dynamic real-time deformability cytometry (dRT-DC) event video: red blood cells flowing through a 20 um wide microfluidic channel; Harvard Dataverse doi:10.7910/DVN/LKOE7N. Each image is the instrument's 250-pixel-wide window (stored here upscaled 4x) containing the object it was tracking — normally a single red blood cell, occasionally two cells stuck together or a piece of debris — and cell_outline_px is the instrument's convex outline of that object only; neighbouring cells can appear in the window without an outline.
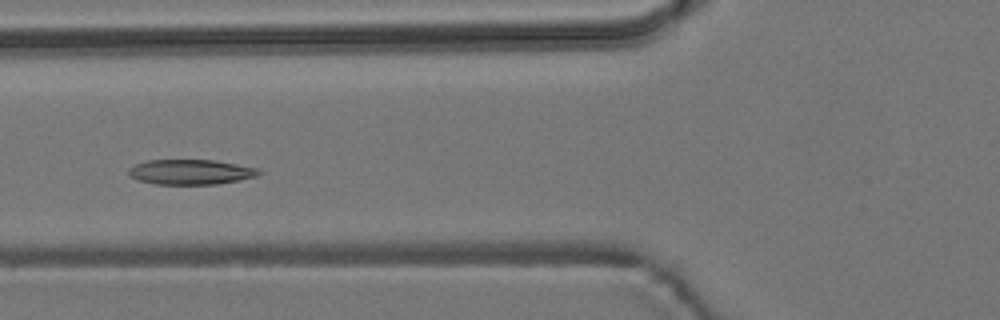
{"species": "common noctule bat (a hibernating species)", "species_latin": "Nyctalus noctula", "temperature_condition": "room temperature", "stored_images_in_passage": 7, "camera_frame_rate_fps": 3000, "um_per_image_px": 0.085, "animal": {"sex": "male", "body_mass_g": 19.2, "forearm_length_mm": 51.8}, "frame": {"image": 1, "passage_image": 5, "time_ms": 5.333, "image_size_px": [1000, 320], "cell_outline_px": [[264, 172], [256, 176], [216, 184], [156, 184], [140, 180], [132, 176], [128, 172], [128, 168], [136, 164], [148, 160], [216, 160], [260, 168]], "centroid_in_image_um": [16.26, 14.6], "position_along_channel_um": 109.5, "area_um2": 18.9}}
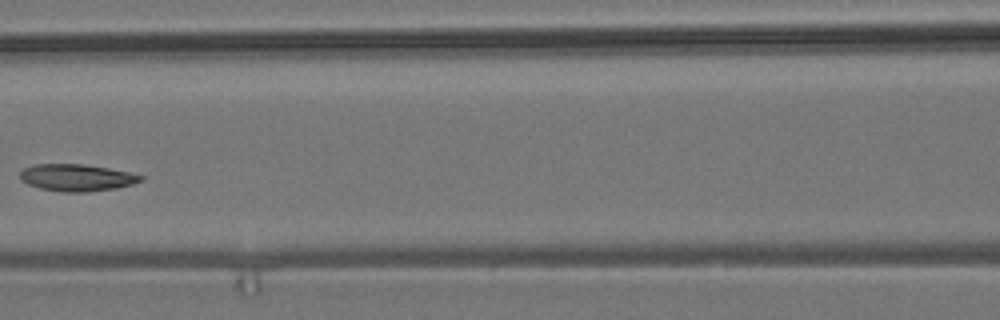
{"frame": {"image": 2, "passage_image": 6, "time_ms": 6.667, "image_size_px": [1000, 320], "cell_outline_px": [[144, 180], [132, 184], [116, 188], [88, 192], [60, 192], [40, 188], [28, 184], [20, 180], [20, 172], [24, 168], [36, 164], [84, 164], [108, 168], [128, 172], [144, 176]], "centroid_in_image_um": [6.52, 15.1], "position_along_channel_um": 160.1, "area_um2": 19.02}}
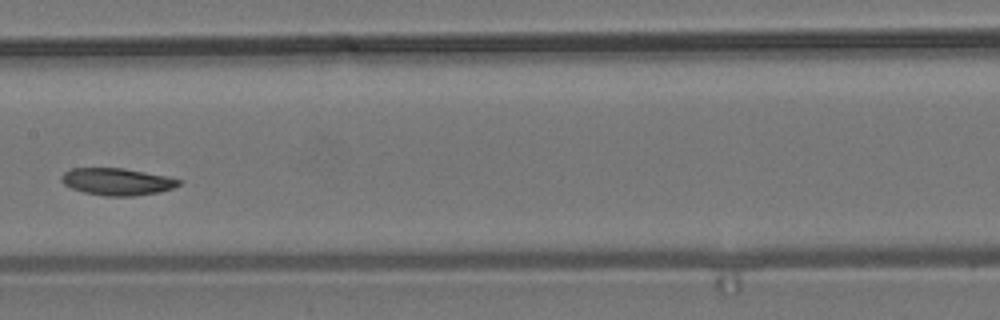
{"frame": {"image": 3, "passage_image": 7, "time_ms": 7.667, "image_size_px": [1000, 320], "cell_outline_px": [[180, 184], [172, 188], [160, 192], [132, 196], [104, 196], [84, 192], [72, 188], [64, 184], [60, 180], [60, 176], [64, 172], [72, 168], [124, 168], [164, 176], [180, 180]], "centroid_in_image_um": [9.9, 15.44], "position_along_channel_um": 197.5, "area_um2": 18.38}}